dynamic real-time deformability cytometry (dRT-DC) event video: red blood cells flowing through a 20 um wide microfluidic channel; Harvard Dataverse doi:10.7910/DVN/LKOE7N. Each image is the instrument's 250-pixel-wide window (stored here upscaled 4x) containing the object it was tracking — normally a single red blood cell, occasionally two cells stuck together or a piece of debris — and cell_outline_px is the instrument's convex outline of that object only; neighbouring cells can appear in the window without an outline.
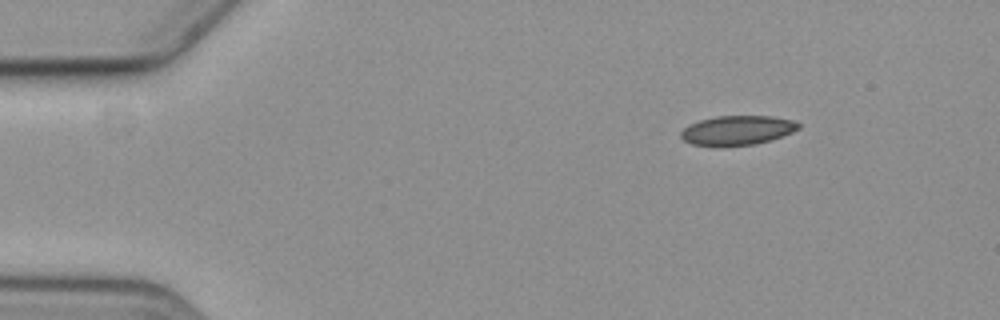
{"species": "common noctule bat (a hibernating species)", "species_latin": "Nyctalus noctula", "temperature_condition": "cold", "stored_images_in_passage": 3, "camera_frame_rate_fps": 3000, "um_per_image_px": 0.085, "animal": {"sex": "female", "body_mass_g": 19.3, "forearm_length_mm": 54.1}, "frame": {"image": 1, "passage_image": 1, "time_ms": 0.0, "image_size_px": [1000, 320], "cell_outline_px": [[800, 128], [792, 132], [772, 140], [756, 144], [720, 148], [692, 144], [684, 140], [680, 136], [680, 132], [688, 124], [700, 120], [716, 116], [772, 116], [792, 120], [800, 124]], "centroid_in_image_um": [62.64, 11.1], "position_along_channel_um": 22.4, "area_um2": 20.63}}